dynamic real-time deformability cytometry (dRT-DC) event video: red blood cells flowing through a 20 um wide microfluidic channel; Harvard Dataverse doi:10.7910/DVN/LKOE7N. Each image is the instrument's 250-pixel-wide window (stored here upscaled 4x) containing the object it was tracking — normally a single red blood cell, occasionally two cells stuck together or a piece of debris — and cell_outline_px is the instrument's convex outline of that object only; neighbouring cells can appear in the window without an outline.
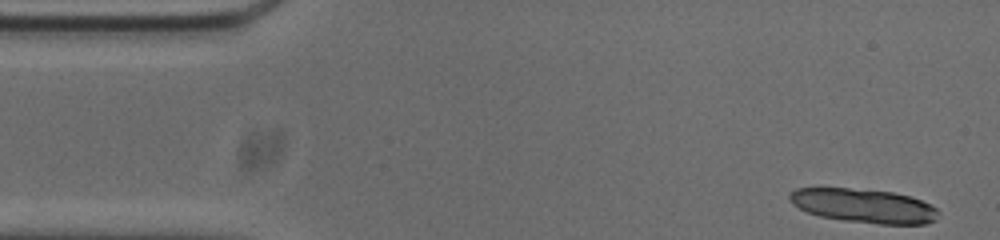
{"species": "common noctule bat (a hibernating species)", "species_latin": "Nyctalus noctula", "temperature_condition": "cold", "stored_images_in_passage": 43, "camera_frame_rate_fps": 3000, "um_per_image_px": 0.085, "animal": {"sex": "male", "body_mass_g": 20.0, "forearm_length_mm": 53.3}, "frame": {"image": 1, "passage_image": 1, "time_ms": 0.0, "image_size_px": [1000, 240], "cell_outline_px": [[940, 212], [936, 220], [924, 224], [880, 224], [844, 220], [820, 216], [808, 212], [792, 204], [788, 200], [788, 196], [796, 188], [848, 188], [892, 192], [908, 196], [920, 200], [936, 208]], "centroid_in_image_um": [73.42, 17.49], "position_along_channel_um": 11.6, "area_um2": 29.3}}
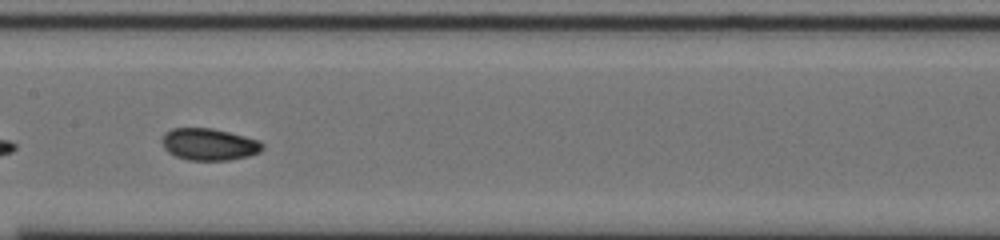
{"frame": {"image": 2, "passage_image": 24, "time_ms": 7.667, "image_size_px": [1000, 240], "cell_outline_px": [[264, 148], [260, 152], [248, 156], [228, 160], [188, 160], [176, 156], [168, 152], [164, 148], [164, 132], [172, 128], [212, 128], [244, 136], [256, 140], [264, 144]], "centroid_in_image_um": [17.78, 12.27], "position_along_channel_um": 189.6, "area_um2": 18.5}}
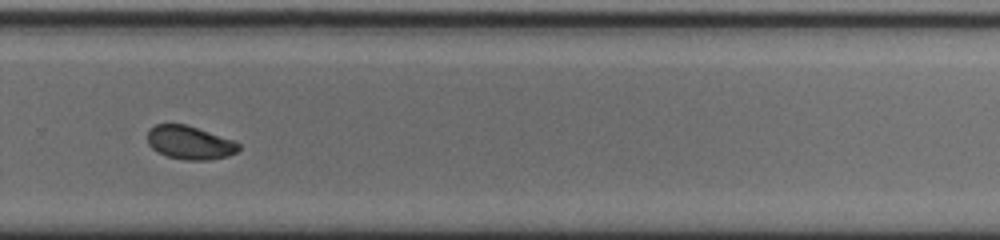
{"frame": {"image": 3, "passage_image": 34, "time_ms": 11.0, "image_size_px": [1000, 240], "cell_outline_px": [[240, 148], [236, 152], [228, 156], [208, 160], [184, 160], [168, 156], [152, 148], [148, 144], [148, 132], [156, 124], [184, 124], [232, 140], [240, 144]], "centroid_in_image_um": [16.13, 12.14], "position_along_channel_um": 313.7, "area_um2": 17.4}, "authors_computed_cell_mechanics": {"area_um2": 18.5538, "velocity_mm_per_s": 3.7297, "shape_relaxation_time_tau1_ms": 4.4162, "shape_relaxation_time_tau2_ms": 1.5889, "deformation_change_tau1": 0.1239, "deformation_change_tau2": 0.0434}}